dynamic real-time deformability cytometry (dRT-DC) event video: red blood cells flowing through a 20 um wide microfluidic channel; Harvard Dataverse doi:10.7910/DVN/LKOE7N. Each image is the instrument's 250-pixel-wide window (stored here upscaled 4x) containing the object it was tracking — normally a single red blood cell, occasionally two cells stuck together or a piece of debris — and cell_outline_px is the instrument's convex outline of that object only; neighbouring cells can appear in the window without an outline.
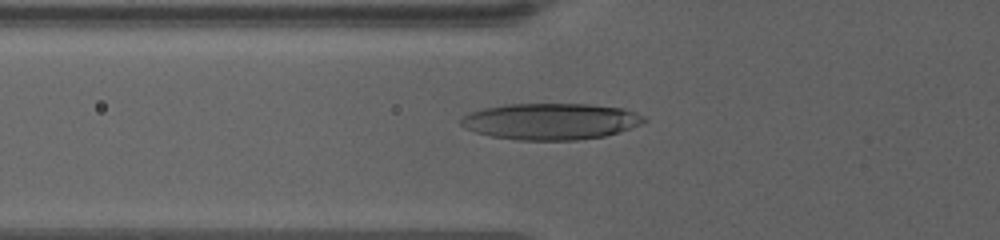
{"species": "human", "species_latin": "Homo sapiens", "temperature_condition": "warm", "stored_images_in_passage": 43, "camera_frame_rate_fps": 3000, "um_per_image_px": 0.085, "donor": {"sex": "female"}, "frame": {"image": 1, "passage_image": 4, "time_ms": 0.667, "image_size_px": [1000, 240], "cell_outline_px": [[648, 120], [632, 128], [604, 136], [576, 140], [516, 140], [492, 136], [476, 132], [464, 128], [460, 124], [460, 120], [468, 112], [484, 108], [504, 104], [588, 104], [624, 108], [636, 112]], "centroid_in_image_um": [46.8, 10.31], "position_along_channel_um": 79.0, "area_um2": 38.96}}
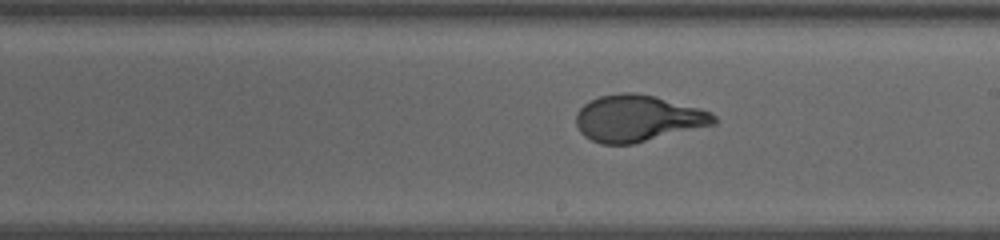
{"frame": {"image": 2, "passage_image": 27, "time_ms": 5.333, "image_size_px": [1000, 240], "cell_outline_px": [[716, 124], [632, 144], [600, 144], [584, 136], [580, 132], [576, 124], [576, 112], [588, 100], [600, 96], [620, 92], [636, 92], [656, 96], [700, 108], [712, 112], [716, 116]], "centroid_in_image_um": [54.2, 10.05], "position_along_channel_um": 234.8, "area_um2": 37.63}}
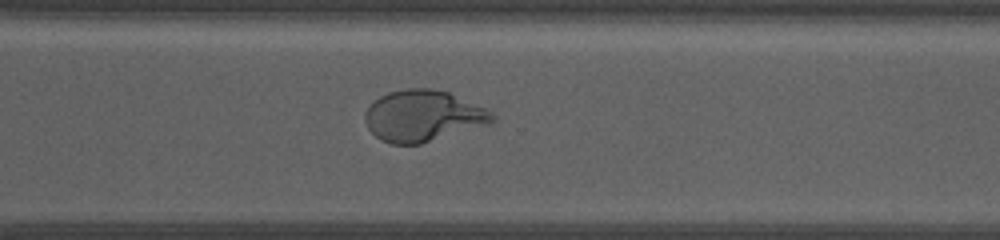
{"frame": {"image": 3, "passage_image": 41, "time_ms": 8.333, "image_size_px": [1000, 240], "cell_outline_px": [[496, 116], [488, 124], [420, 144], [392, 144], [380, 140], [368, 128], [364, 120], [364, 112], [380, 96], [388, 92], [408, 88], [432, 88], [448, 92], [484, 108], [492, 112]], "centroid_in_image_um": [35.92, 9.85], "position_along_channel_um": 334.7, "area_um2": 37.63}}